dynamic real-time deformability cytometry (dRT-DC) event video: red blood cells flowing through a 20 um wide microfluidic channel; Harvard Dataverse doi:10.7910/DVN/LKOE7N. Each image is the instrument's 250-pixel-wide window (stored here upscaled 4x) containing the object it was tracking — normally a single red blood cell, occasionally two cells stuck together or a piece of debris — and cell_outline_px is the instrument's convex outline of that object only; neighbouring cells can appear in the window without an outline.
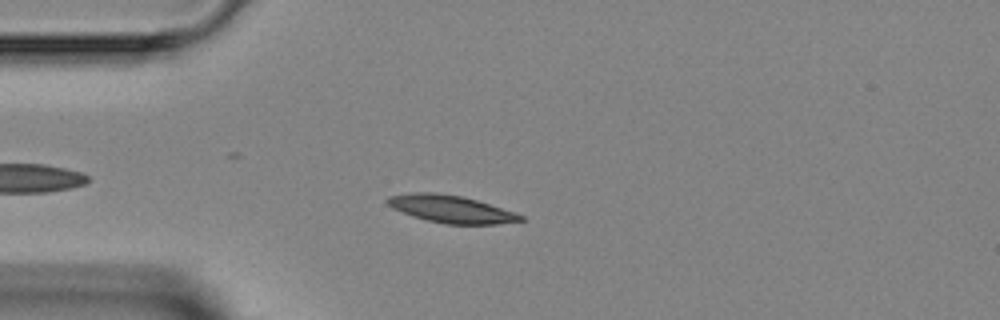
{"species": "Egyptian fruit bat (a non-hibernating species)", "species_latin": "Rousettus aegyptiacus", "temperature_condition": "room temperature", "stored_images_in_passage": 3, "camera_frame_rate_fps": 3000, "um_per_image_px": 0.085, "animal": {"sex": "female"}, "frame": {"image": 1, "passage_image": 3, "time_ms": 2.333, "image_size_px": [1000, 320], "cell_outline_px": [[524, 220], [496, 224], [444, 224], [412, 216], [392, 208], [384, 200], [388, 196], [412, 192], [436, 192], [460, 196], [476, 200], [516, 212], [524, 216]], "centroid_in_image_um": [38.31, 17.76], "position_along_channel_um": 46.7, "area_um2": 21.27}}